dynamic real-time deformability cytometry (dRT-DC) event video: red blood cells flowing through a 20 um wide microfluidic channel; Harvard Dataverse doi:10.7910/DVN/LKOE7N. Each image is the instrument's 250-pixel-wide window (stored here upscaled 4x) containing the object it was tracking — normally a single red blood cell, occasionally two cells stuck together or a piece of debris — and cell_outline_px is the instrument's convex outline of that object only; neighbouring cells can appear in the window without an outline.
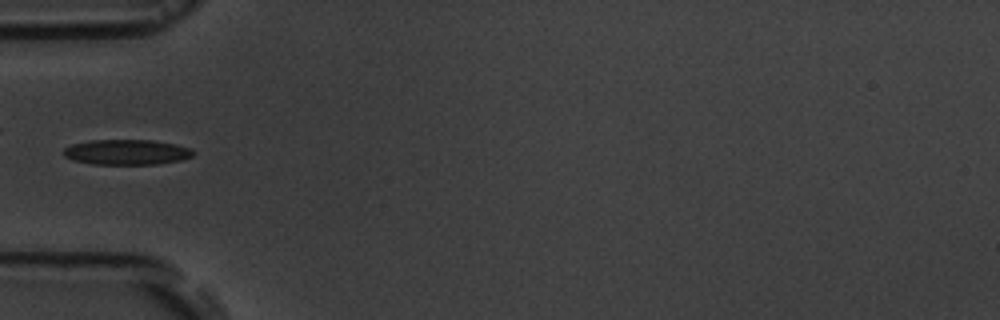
{"species": "common noctule bat (a hibernating species)", "species_latin": "Nyctalus noctula", "temperature_condition": "room temperature", "stored_images_in_passage": 5, "camera_frame_rate_fps": 3000, "um_per_image_px": 0.085, "animal": {"sex": "male", "body_mass_g": 19.5, "forearm_length_mm": 54.6}, "frame": {"image": 1, "passage_image": 5, "time_ms": 4.333, "image_size_px": [1000, 320], "cell_outline_px": [[196, 152], [192, 156], [180, 160], [160, 164], [92, 164], [72, 160], [64, 156], [64, 148], [72, 144], [88, 140], [152, 140], [176, 144], [192, 148]], "centroid_in_image_um": [10.79, 12.93], "position_along_channel_um": 74.2, "area_um2": 19.25}}